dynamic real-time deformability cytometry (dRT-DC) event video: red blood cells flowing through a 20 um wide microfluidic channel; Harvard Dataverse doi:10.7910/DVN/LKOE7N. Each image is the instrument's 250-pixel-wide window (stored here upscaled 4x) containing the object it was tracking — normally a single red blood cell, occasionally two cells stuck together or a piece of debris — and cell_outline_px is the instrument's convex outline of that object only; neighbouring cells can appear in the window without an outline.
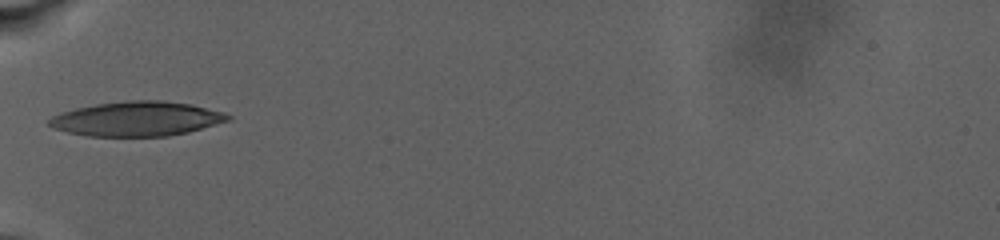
{"species": "human", "species_latin": "Homo sapiens", "temperature_condition": "warm", "stored_images_in_passage": 69, "camera_frame_rate_fps": 3000, "um_per_image_px": 0.085, "donor": {"sex": "male"}, "frame": {"image": 1, "passage_image": 1, "time_ms": 0.0, "image_size_px": [1000, 240], "cell_outline_px": [[232, 116], [228, 120], [188, 132], [168, 136], [88, 136], [68, 132], [56, 128], [48, 124], [48, 120], [52, 116], [60, 112], [76, 108], [96, 104], [124, 100], [164, 100], [192, 104], [224, 112]], "centroid_in_image_um": [11.63, 10.09], "position_along_channel_um": 73.4, "area_um2": 35.95}}
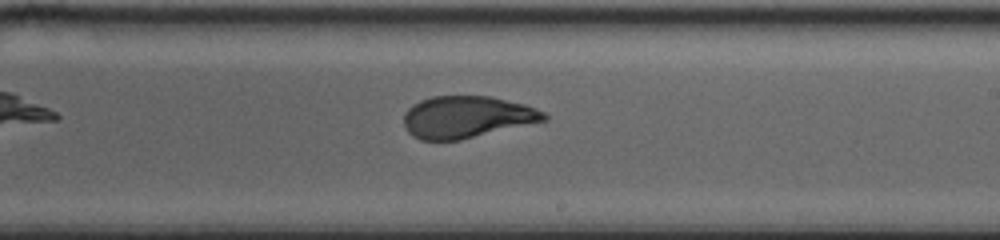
{"frame": {"image": 2, "passage_image": 26, "time_ms": 6.667, "image_size_px": [1000, 240], "cell_outline_px": [[548, 120], [460, 140], [420, 140], [412, 136], [408, 132], [404, 124], [404, 112], [412, 104], [420, 100], [432, 96], [488, 96], [524, 104], [544, 112], [548, 116]], "centroid_in_image_um": [39.65, 9.95], "position_along_channel_um": 249.4, "area_um2": 34.28}}
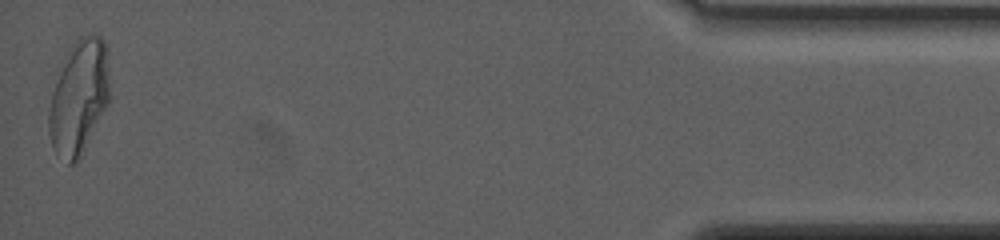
{"frame": {"image": 3, "passage_image": 67, "time_ms": 16.0, "image_size_px": [1000, 240], "cell_outline_px": [[108, 104], [80, 156], [72, 164], [68, 164], [56, 156], [48, 132], [48, 112], [52, 92], [60, 72], [72, 44], [76, 40], [96, 32], [104, 40], [108, 48]], "centroid_in_image_um": [6.71, 8.27], "position_along_channel_um": 428.5, "area_um2": 40.0}, "authors_computed_cell_mechanics": {"area_um2": 35.4892, "velocity_mm_per_s": 2.6826, "shape_relaxation_time_tau1_ms": null, "shape_relaxation_time_tau2_ms": 1.4655, "deformation_change_tau1": null, "deformation_change_tau2": 0.0762}}